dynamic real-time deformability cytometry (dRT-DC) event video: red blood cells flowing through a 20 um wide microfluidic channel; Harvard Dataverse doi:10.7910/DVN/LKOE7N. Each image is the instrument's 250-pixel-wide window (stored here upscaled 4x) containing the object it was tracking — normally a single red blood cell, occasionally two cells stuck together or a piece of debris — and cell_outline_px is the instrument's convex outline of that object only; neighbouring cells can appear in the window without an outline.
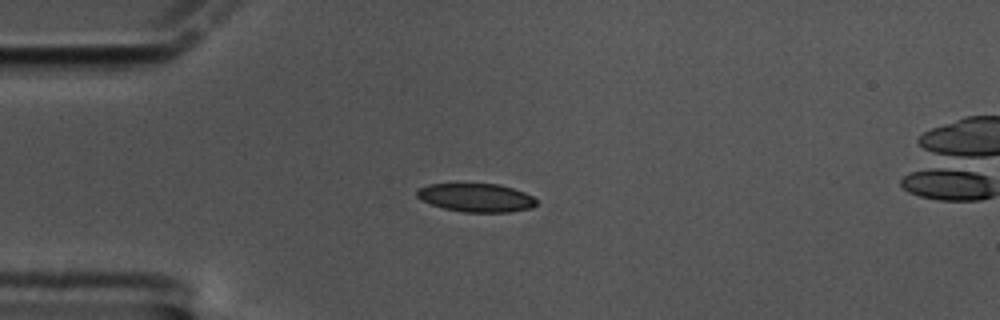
{"species": "common noctule bat (a hibernating species)", "species_latin": "Nyctalus noctula", "temperature_condition": "cold", "stored_images_in_passage": 47, "camera_frame_rate_fps": 3000, "um_per_image_px": 0.085, "animal": {"sex": "male", "body_mass_g": 17.5, "forearm_length_mm": 52.3}, "frame": {"image": 1, "passage_image": 1, "time_ms": 0.0, "image_size_px": [1000, 320], "cell_outline_px": [[536, 204], [532, 208], [508, 212], [464, 212], [444, 208], [420, 200], [416, 196], [416, 192], [420, 188], [428, 184], [500, 184], [524, 192], [532, 196], [536, 200]], "centroid_in_image_um": [40.47, 16.8], "position_along_channel_um": 44.5, "area_um2": 19.71}}
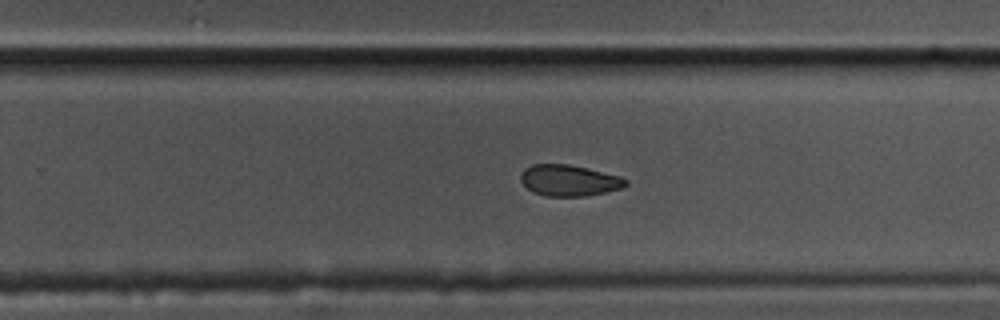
{"frame": {"image": 2, "passage_image": 24, "time_ms": 7.667, "image_size_px": [1000, 320], "cell_outline_px": [[628, 184], [620, 188], [604, 192], [584, 196], [544, 196], [532, 192], [520, 180], [520, 176], [524, 168], [532, 164], [568, 164], [588, 168], [620, 176], [628, 180]], "centroid_in_image_um": [48.35, 15.33], "position_along_channel_um": 281.5, "area_um2": 19.07}}
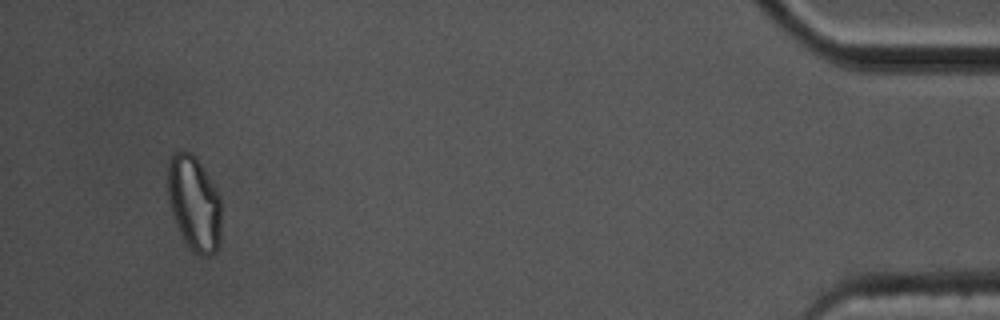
{"frame": {"image": 3, "passage_image": 43, "time_ms": 14.0, "image_size_px": [1000, 320], "cell_outline_px": [[220, 240], [216, 252], [212, 256], [200, 256], [184, 240], [176, 224], [172, 212], [168, 196], [168, 160], [180, 148], [192, 152], [196, 156], [220, 196]], "centroid_in_image_um": [16.5, 17.25], "position_along_channel_um": 418.7, "area_um2": 29.59}}